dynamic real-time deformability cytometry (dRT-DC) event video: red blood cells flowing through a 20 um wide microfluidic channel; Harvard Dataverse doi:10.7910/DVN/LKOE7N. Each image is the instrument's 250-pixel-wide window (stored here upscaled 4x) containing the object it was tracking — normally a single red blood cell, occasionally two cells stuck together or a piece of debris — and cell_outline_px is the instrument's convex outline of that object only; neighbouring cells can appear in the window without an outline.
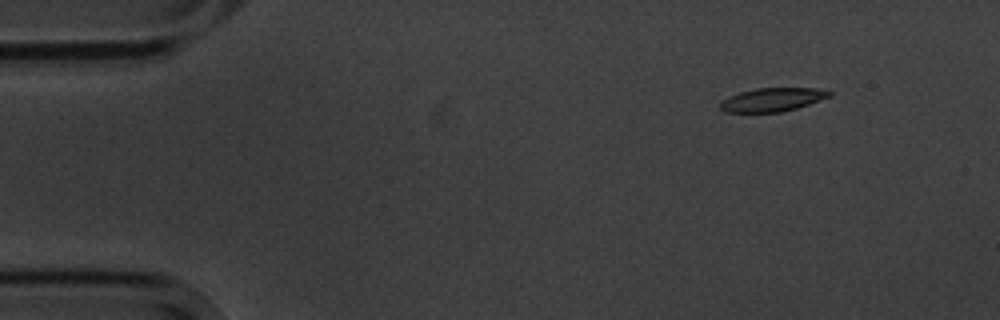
{"species": "common noctule bat (a hibernating species)", "species_latin": "Nyctalus noctula", "temperature_condition": "cold", "stored_images_in_passage": 6, "camera_frame_rate_fps": 3000, "um_per_image_px": 0.085, "animal": {"sex": "male", "body_mass_g": 20.1, "forearm_length_mm": 53.5}, "frame": {"image": 1, "passage_image": 2, "time_ms": 1.0, "image_size_px": [1000, 320], "cell_outline_px": [[832, 96], [796, 108], [780, 112], [724, 112], [720, 108], [720, 104], [728, 96], [740, 92], [756, 88], [816, 88], [832, 92]], "centroid_in_image_um": [65.65, 8.46], "position_along_channel_um": 19.4, "area_um2": 14.85}}
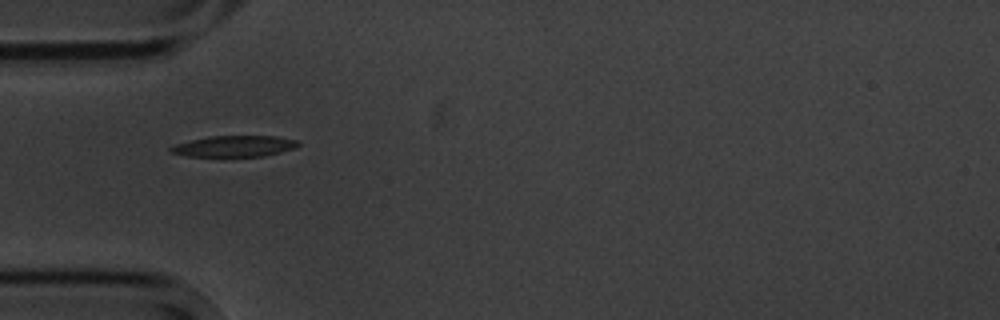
{"frame": {"image": 2, "passage_image": 5, "time_ms": 4.667, "image_size_px": [1000, 320], "cell_outline_px": [[300, 144], [296, 148], [264, 156], [188, 156], [172, 152], [168, 148], [176, 144], [208, 136], [276, 136], [296, 140]], "centroid_in_image_um": [19.95, 12.42], "position_along_channel_um": 65.1, "area_um2": 15.49}}
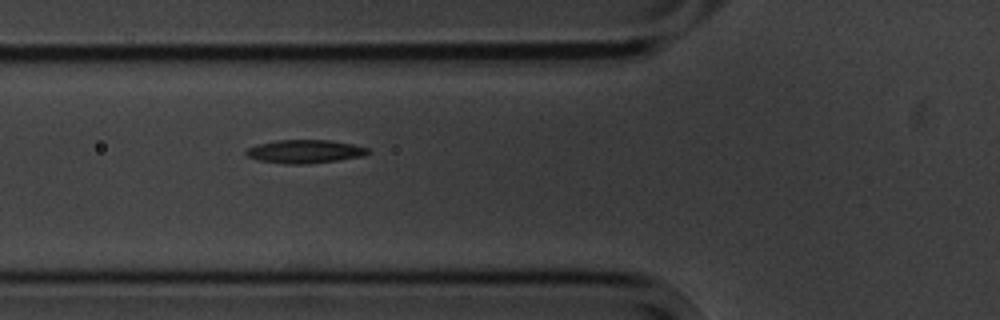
{"frame": {"image": 3, "passage_image": 6, "time_ms": 5.667, "image_size_px": [1000, 320], "cell_outline_px": [[368, 152], [364, 156], [336, 160], [304, 164], [288, 164], [260, 160], [248, 156], [244, 152], [248, 148], [260, 144], [276, 140], [328, 140], [352, 144], [368, 148]], "centroid_in_image_um": [25.91, 12.87], "position_along_channel_um": 99.9, "area_um2": 16.24}}